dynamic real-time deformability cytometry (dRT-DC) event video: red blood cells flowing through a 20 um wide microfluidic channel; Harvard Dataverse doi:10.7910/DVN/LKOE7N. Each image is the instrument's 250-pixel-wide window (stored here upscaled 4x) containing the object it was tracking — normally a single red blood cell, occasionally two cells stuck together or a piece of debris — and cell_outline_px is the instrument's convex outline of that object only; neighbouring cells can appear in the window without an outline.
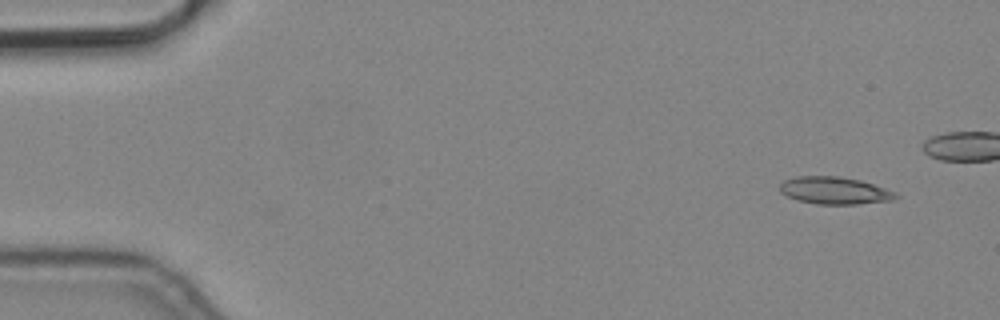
{"species": "common noctule bat (a hibernating species)", "species_latin": "Nyctalus noctula", "temperature_condition": "cold", "stored_images_in_passage": 7, "segment_of_instrument_passage": [1, 2], "camera_frame_rate_fps": 3000, "um_per_image_px": 0.085, "animal": {"sex": "male", "body_mass_g": 19.2, "forearm_length_mm": 51.8}, "frame": {"image": 1, "passage_image": 1, "time_ms": 0.0, "image_size_px": [1000, 320], "cell_outline_px": [[900, 196], [892, 200], [856, 204], [816, 204], [796, 200], [780, 192], [780, 184], [784, 180], [796, 176], [840, 176], [860, 180], [896, 192]], "centroid_in_image_um": [70.92, 16.19], "position_along_channel_um": 14.1, "area_um2": 18.44}}
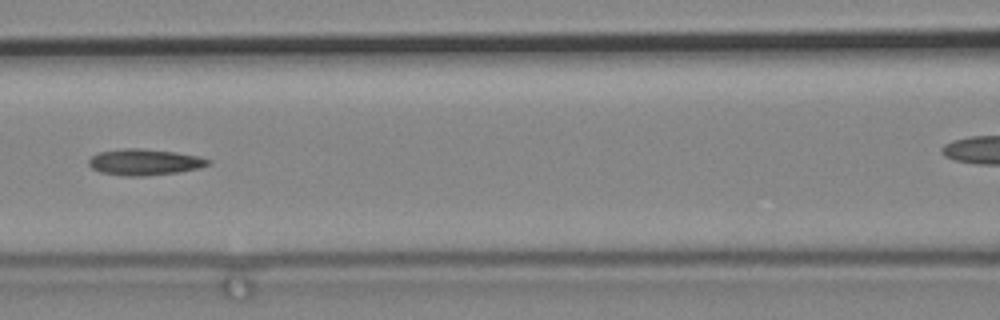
{"frame": {"image": 2, "passage_image": 6, "time_ms": 1.667, "image_size_px": [1000, 320], "cell_outline_px": [[212, 164], [200, 168], [180, 172], [144, 176], [124, 176], [100, 172], [92, 168], [88, 164], [88, 160], [92, 156], [100, 152], [124, 148], [140, 148], [176, 152], [196, 156], [212, 160]], "centroid_in_image_um": [12.31, 13.78], "position_along_channel_um": 154.3, "area_um2": 18.32}}